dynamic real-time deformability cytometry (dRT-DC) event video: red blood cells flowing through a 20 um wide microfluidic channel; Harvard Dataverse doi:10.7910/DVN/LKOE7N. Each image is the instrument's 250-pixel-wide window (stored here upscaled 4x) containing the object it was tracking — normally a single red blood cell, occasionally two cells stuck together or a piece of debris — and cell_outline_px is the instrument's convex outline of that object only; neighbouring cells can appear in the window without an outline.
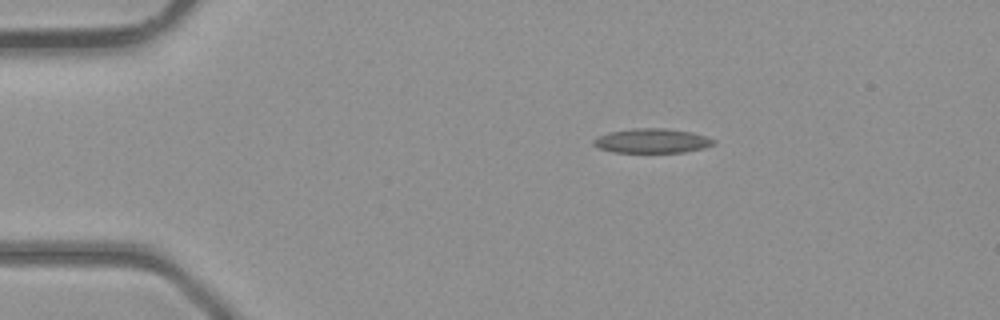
{"species": "common noctule bat (a hibernating species)", "species_latin": "Nyctalus noctula", "temperature_condition": "room temperature", "stored_images_in_passage": 2, "camera_frame_rate_fps": 3000, "um_per_image_px": 0.085, "animal": {"sex": "male", "body_mass_g": 23.1, "forearm_length_mm": 52.7}, "frame": {"image": 1, "passage_image": 1, "time_ms": 0.0, "image_size_px": [1000, 320], "cell_outline_px": [[716, 144], [704, 148], [684, 152], [612, 152], [600, 148], [592, 144], [592, 140], [596, 136], [608, 132], [636, 128], [664, 128], [692, 132], [716, 140]], "centroid_in_image_um": [55.41, 11.97], "position_along_channel_um": 29.6, "area_um2": 17.17}}